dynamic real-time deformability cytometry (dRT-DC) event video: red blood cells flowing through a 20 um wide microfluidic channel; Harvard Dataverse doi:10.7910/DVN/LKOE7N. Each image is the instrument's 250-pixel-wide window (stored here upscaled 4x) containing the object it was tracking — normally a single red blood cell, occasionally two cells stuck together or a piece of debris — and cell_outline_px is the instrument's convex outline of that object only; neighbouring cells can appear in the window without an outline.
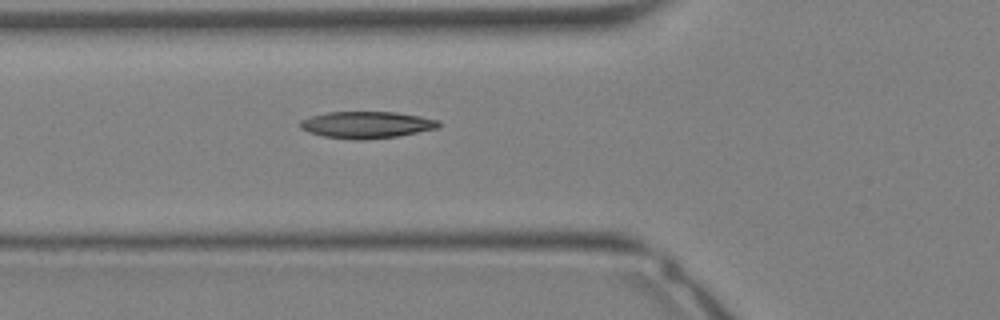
{"species": "Egyptian fruit bat (a non-hibernating species)", "species_latin": "Rousettus aegyptiacus", "temperature_condition": "warm", "stored_images_in_passage": 23, "camera_frame_rate_fps": 3000, "um_per_image_px": 0.085, "animal": {"sex": "female"}, "frame": {"image": 1, "passage_image": 3, "time_ms": 0.667, "image_size_px": [1000, 320], "cell_outline_px": [[440, 128], [396, 136], [364, 140], [356, 140], [324, 136], [308, 132], [300, 128], [300, 120], [312, 116], [328, 112], [396, 112], [420, 116], [440, 120]], "centroid_in_image_um": [31.18, 10.61], "position_along_channel_um": 94.6, "area_um2": 21.62}}
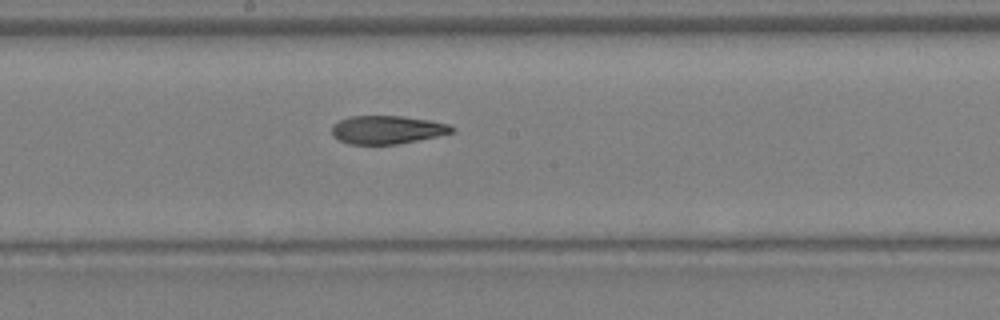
{"frame": {"image": 2, "passage_image": 9, "time_ms": 2.667, "image_size_px": [1000, 320], "cell_outline_px": [[456, 128], [452, 132], [436, 136], [396, 144], [348, 144], [332, 136], [332, 124], [340, 120], [352, 116], [400, 116], [428, 120], [448, 124]], "centroid_in_image_um": [32.87, 11.02], "position_along_channel_um": 215.3, "area_um2": 19.54}}
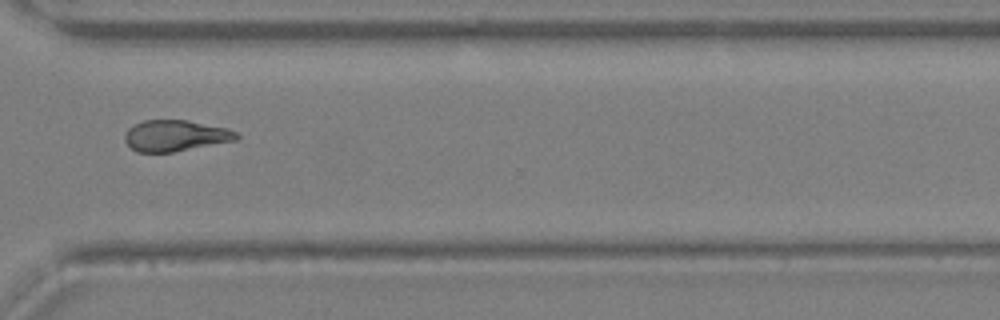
{"frame": {"image": 3, "passage_image": 16, "time_ms": 5.0, "image_size_px": [1000, 320], "cell_outline_px": [[240, 136], [236, 140], [172, 152], [136, 152], [124, 140], [124, 136], [128, 128], [144, 120], [188, 120], [228, 128], [236, 132]], "centroid_in_image_um": [14.91, 11.53], "position_along_channel_um": 355.7, "area_um2": 20.17}}